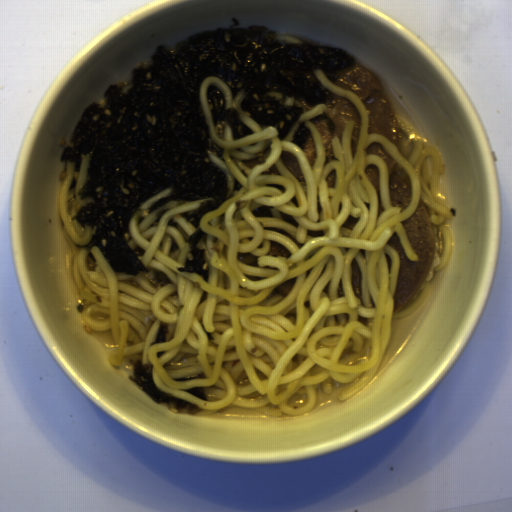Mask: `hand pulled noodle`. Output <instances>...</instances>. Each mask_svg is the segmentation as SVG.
Wrapping results in <instances>:
<instances>
[{"mask_svg":"<svg viewBox=\"0 0 512 512\" xmlns=\"http://www.w3.org/2000/svg\"><path fill=\"white\" fill-rule=\"evenodd\" d=\"M279 39L287 45H305V42L292 35H279Z\"/></svg>","mask_w":512,"mask_h":512,"instance_id":"obj_2","label":"hand pulled noodle"},{"mask_svg":"<svg viewBox=\"0 0 512 512\" xmlns=\"http://www.w3.org/2000/svg\"><path fill=\"white\" fill-rule=\"evenodd\" d=\"M333 96L348 99L359 111L360 135L355 155L351 135L354 121L345 124L341 140L331 142L336 159L326 164L323 141L309 120L327 103L268 92L284 107L303 112L284 139L275 126L259 124L232 89L216 76L204 77L199 100L212 141L222 157H207L226 177L227 194L217 210L199 221L204 236L207 281L184 268L189 237L197 229L182 214L214 197L195 201L170 200L168 186L148 197L135 210L124 239L148 270L137 275L114 272L99 247L88 248L93 231L76 214L91 202L78 191L88 182L90 155L82 154L78 179L71 188L76 162L65 161L58 210L72 250L71 271L85 306L83 322L94 332L110 331L117 348L108 353L110 365L152 366V379L163 393L194 404L199 415H215L236 406L267 418L305 416L319 399L352 398L375 376L388 348L395 319L414 314L429 297L422 290L393 314L400 273L399 252L387 244L397 232L406 257L419 260L402 221L422 202L440 243L438 273L451 256L454 210L442 192V154L411 123L396 116L399 143L369 134L370 117L363 102L331 82L323 68L306 71ZM221 90L226 108H236L240 120L254 133L234 140L227 125L215 133L206 92ZM310 130L316 146L312 169L304 151L292 141L299 125ZM373 142L396 160L395 173L406 180L412 199L406 210L392 208L388 170L384 161L365 149ZM290 151L298 159L305 182H298L279 158ZM376 164L384 211L365 169ZM270 240L286 245L289 258L267 254ZM360 266L362 297L351 286V261ZM285 297L275 288L292 278ZM168 322L164 343H154L158 323ZM203 387L208 400L189 393Z\"/></svg>","mask_w":512,"mask_h":512,"instance_id":"obj_1","label":"hand pulled noodle"}]
</instances>
